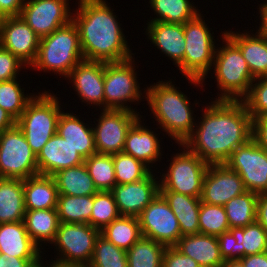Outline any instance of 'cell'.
I'll use <instances>...</instances> for the list:
<instances>
[{
  "mask_svg": "<svg viewBox=\"0 0 267 267\" xmlns=\"http://www.w3.org/2000/svg\"><path fill=\"white\" fill-rule=\"evenodd\" d=\"M252 138L267 151V114L252 119Z\"/></svg>",
  "mask_w": 267,
  "mask_h": 267,
  "instance_id": "cell-48",
  "label": "cell"
},
{
  "mask_svg": "<svg viewBox=\"0 0 267 267\" xmlns=\"http://www.w3.org/2000/svg\"><path fill=\"white\" fill-rule=\"evenodd\" d=\"M141 118L143 119L140 116L128 129L123 152L142 161L151 169L155 168L153 164L157 163L158 160V162L161 161V156L163 155L161 153L162 145L160 144V139L158 140V134L148 129V126H145Z\"/></svg>",
  "mask_w": 267,
  "mask_h": 267,
  "instance_id": "cell-21",
  "label": "cell"
},
{
  "mask_svg": "<svg viewBox=\"0 0 267 267\" xmlns=\"http://www.w3.org/2000/svg\"><path fill=\"white\" fill-rule=\"evenodd\" d=\"M92 208L93 196H58L56 210L60 223L90 224Z\"/></svg>",
  "mask_w": 267,
  "mask_h": 267,
  "instance_id": "cell-34",
  "label": "cell"
},
{
  "mask_svg": "<svg viewBox=\"0 0 267 267\" xmlns=\"http://www.w3.org/2000/svg\"><path fill=\"white\" fill-rule=\"evenodd\" d=\"M220 36L222 47L216 48L213 61L218 96L215 100L241 101L249 92L255 77L251 74L240 49L225 35ZM221 93V94H220Z\"/></svg>",
  "mask_w": 267,
  "mask_h": 267,
  "instance_id": "cell-5",
  "label": "cell"
},
{
  "mask_svg": "<svg viewBox=\"0 0 267 267\" xmlns=\"http://www.w3.org/2000/svg\"><path fill=\"white\" fill-rule=\"evenodd\" d=\"M24 188L22 179H0V223L24 221Z\"/></svg>",
  "mask_w": 267,
  "mask_h": 267,
  "instance_id": "cell-29",
  "label": "cell"
},
{
  "mask_svg": "<svg viewBox=\"0 0 267 267\" xmlns=\"http://www.w3.org/2000/svg\"><path fill=\"white\" fill-rule=\"evenodd\" d=\"M174 247L195 260L199 266L221 267L225 262L221 256L217 236L201 233L184 235Z\"/></svg>",
  "mask_w": 267,
  "mask_h": 267,
  "instance_id": "cell-25",
  "label": "cell"
},
{
  "mask_svg": "<svg viewBox=\"0 0 267 267\" xmlns=\"http://www.w3.org/2000/svg\"><path fill=\"white\" fill-rule=\"evenodd\" d=\"M69 3V0H26L20 16L42 38L72 20Z\"/></svg>",
  "mask_w": 267,
  "mask_h": 267,
  "instance_id": "cell-15",
  "label": "cell"
},
{
  "mask_svg": "<svg viewBox=\"0 0 267 267\" xmlns=\"http://www.w3.org/2000/svg\"><path fill=\"white\" fill-rule=\"evenodd\" d=\"M100 234L125 251L129 250L142 237L138 217L124 215H120L106 225Z\"/></svg>",
  "mask_w": 267,
  "mask_h": 267,
  "instance_id": "cell-33",
  "label": "cell"
},
{
  "mask_svg": "<svg viewBox=\"0 0 267 267\" xmlns=\"http://www.w3.org/2000/svg\"><path fill=\"white\" fill-rule=\"evenodd\" d=\"M258 196L255 192L246 191L224 205L230 228H242L256 221Z\"/></svg>",
  "mask_w": 267,
  "mask_h": 267,
  "instance_id": "cell-36",
  "label": "cell"
},
{
  "mask_svg": "<svg viewBox=\"0 0 267 267\" xmlns=\"http://www.w3.org/2000/svg\"><path fill=\"white\" fill-rule=\"evenodd\" d=\"M99 235L100 230L87 223H60L51 243L58 255L52 262L88 266Z\"/></svg>",
  "mask_w": 267,
  "mask_h": 267,
  "instance_id": "cell-10",
  "label": "cell"
},
{
  "mask_svg": "<svg viewBox=\"0 0 267 267\" xmlns=\"http://www.w3.org/2000/svg\"><path fill=\"white\" fill-rule=\"evenodd\" d=\"M202 110L182 144L207 164H223L252 138L251 116L242 101L213 100Z\"/></svg>",
  "mask_w": 267,
  "mask_h": 267,
  "instance_id": "cell-1",
  "label": "cell"
},
{
  "mask_svg": "<svg viewBox=\"0 0 267 267\" xmlns=\"http://www.w3.org/2000/svg\"><path fill=\"white\" fill-rule=\"evenodd\" d=\"M25 68L28 70L16 56L0 46V82L19 77L20 71Z\"/></svg>",
  "mask_w": 267,
  "mask_h": 267,
  "instance_id": "cell-45",
  "label": "cell"
},
{
  "mask_svg": "<svg viewBox=\"0 0 267 267\" xmlns=\"http://www.w3.org/2000/svg\"><path fill=\"white\" fill-rule=\"evenodd\" d=\"M40 37L21 18H0V46L16 56L28 68L35 61Z\"/></svg>",
  "mask_w": 267,
  "mask_h": 267,
  "instance_id": "cell-16",
  "label": "cell"
},
{
  "mask_svg": "<svg viewBox=\"0 0 267 267\" xmlns=\"http://www.w3.org/2000/svg\"><path fill=\"white\" fill-rule=\"evenodd\" d=\"M239 174L223 164H209L203 179L201 202L224 206L232 198L246 192Z\"/></svg>",
  "mask_w": 267,
  "mask_h": 267,
  "instance_id": "cell-17",
  "label": "cell"
},
{
  "mask_svg": "<svg viewBox=\"0 0 267 267\" xmlns=\"http://www.w3.org/2000/svg\"><path fill=\"white\" fill-rule=\"evenodd\" d=\"M251 119L267 114V76L255 78L248 94L241 100Z\"/></svg>",
  "mask_w": 267,
  "mask_h": 267,
  "instance_id": "cell-44",
  "label": "cell"
},
{
  "mask_svg": "<svg viewBox=\"0 0 267 267\" xmlns=\"http://www.w3.org/2000/svg\"><path fill=\"white\" fill-rule=\"evenodd\" d=\"M142 236L173 247L182 236L177 217L158 193L138 216Z\"/></svg>",
  "mask_w": 267,
  "mask_h": 267,
  "instance_id": "cell-14",
  "label": "cell"
},
{
  "mask_svg": "<svg viewBox=\"0 0 267 267\" xmlns=\"http://www.w3.org/2000/svg\"><path fill=\"white\" fill-rule=\"evenodd\" d=\"M116 184H129L146 178L153 169L124 152L113 154Z\"/></svg>",
  "mask_w": 267,
  "mask_h": 267,
  "instance_id": "cell-40",
  "label": "cell"
},
{
  "mask_svg": "<svg viewBox=\"0 0 267 267\" xmlns=\"http://www.w3.org/2000/svg\"><path fill=\"white\" fill-rule=\"evenodd\" d=\"M104 75L105 62L83 59L65 80L73 84V90L86 106L104 110Z\"/></svg>",
  "mask_w": 267,
  "mask_h": 267,
  "instance_id": "cell-18",
  "label": "cell"
},
{
  "mask_svg": "<svg viewBox=\"0 0 267 267\" xmlns=\"http://www.w3.org/2000/svg\"><path fill=\"white\" fill-rule=\"evenodd\" d=\"M83 59L79 31L71 20L50 35L40 38L36 59L30 67L33 71H52L65 79Z\"/></svg>",
  "mask_w": 267,
  "mask_h": 267,
  "instance_id": "cell-4",
  "label": "cell"
},
{
  "mask_svg": "<svg viewBox=\"0 0 267 267\" xmlns=\"http://www.w3.org/2000/svg\"><path fill=\"white\" fill-rule=\"evenodd\" d=\"M36 259H22L16 257H6L1 254L0 257V267H26L29 263L35 261Z\"/></svg>",
  "mask_w": 267,
  "mask_h": 267,
  "instance_id": "cell-52",
  "label": "cell"
},
{
  "mask_svg": "<svg viewBox=\"0 0 267 267\" xmlns=\"http://www.w3.org/2000/svg\"><path fill=\"white\" fill-rule=\"evenodd\" d=\"M266 2L263 1V3H260L259 6V14L260 18V24L257 29H259L266 37H267V0Z\"/></svg>",
  "mask_w": 267,
  "mask_h": 267,
  "instance_id": "cell-54",
  "label": "cell"
},
{
  "mask_svg": "<svg viewBox=\"0 0 267 267\" xmlns=\"http://www.w3.org/2000/svg\"><path fill=\"white\" fill-rule=\"evenodd\" d=\"M0 252L22 259H38L45 254L30 238L24 221L0 223Z\"/></svg>",
  "mask_w": 267,
  "mask_h": 267,
  "instance_id": "cell-24",
  "label": "cell"
},
{
  "mask_svg": "<svg viewBox=\"0 0 267 267\" xmlns=\"http://www.w3.org/2000/svg\"><path fill=\"white\" fill-rule=\"evenodd\" d=\"M134 59L135 57L119 62H105L104 110H130L139 113L131 104L136 101L139 104L142 99H146L143 96L146 89L144 92L140 90L141 83L137 81Z\"/></svg>",
  "mask_w": 267,
  "mask_h": 267,
  "instance_id": "cell-8",
  "label": "cell"
},
{
  "mask_svg": "<svg viewBox=\"0 0 267 267\" xmlns=\"http://www.w3.org/2000/svg\"><path fill=\"white\" fill-rule=\"evenodd\" d=\"M16 120L3 108L0 107V133L13 127Z\"/></svg>",
  "mask_w": 267,
  "mask_h": 267,
  "instance_id": "cell-53",
  "label": "cell"
},
{
  "mask_svg": "<svg viewBox=\"0 0 267 267\" xmlns=\"http://www.w3.org/2000/svg\"><path fill=\"white\" fill-rule=\"evenodd\" d=\"M37 156L15 124L0 133V177L25 180L37 175Z\"/></svg>",
  "mask_w": 267,
  "mask_h": 267,
  "instance_id": "cell-11",
  "label": "cell"
},
{
  "mask_svg": "<svg viewBox=\"0 0 267 267\" xmlns=\"http://www.w3.org/2000/svg\"><path fill=\"white\" fill-rule=\"evenodd\" d=\"M145 35L160 52L178 66L183 60L186 50L184 24L166 22H148ZM147 33V34H146Z\"/></svg>",
  "mask_w": 267,
  "mask_h": 267,
  "instance_id": "cell-22",
  "label": "cell"
},
{
  "mask_svg": "<svg viewBox=\"0 0 267 267\" xmlns=\"http://www.w3.org/2000/svg\"><path fill=\"white\" fill-rule=\"evenodd\" d=\"M120 216L114 195L111 191H98L93 195V208L90 225L100 231Z\"/></svg>",
  "mask_w": 267,
  "mask_h": 267,
  "instance_id": "cell-43",
  "label": "cell"
},
{
  "mask_svg": "<svg viewBox=\"0 0 267 267\" xmlns=\"http://www.w3.org/2000/svg\"><path fill=\"white\" fill-rule=\"evenodd\" d=\"M25 210L56 209L59 192L52 176L37 174L23 180Z\"/></svg>",
  "mask_w": 267,
  "mask_h": 267,
  "instance_id": "cell-27",
  "label": "cell"
},
{
  "mask_svg": "<svg viewBox=\"0 0 267 267\" xmlns=\"http://www.w3.org/2000/svg\"><path fill=\"white\" fill-rule=\"evenodd\" d=\"M166 246L142 236L126 251L128 267H162Z\"/></svg>",
  "mask_w": 267,
  "mask_h": 267,
  "instance_id": "cell-37",
  "label": "cell"
},
{
  "mask_svg": "<svg viewBox=\"0 0 267 267\" xmlns=\"http://www.w3.org/2000/svg\"><path fill=\"white\" fill-rule=\"evenodd\" d=\"M182 152L173 154L171 161L159 178V191H172L193 197H201L203 179L209 166L183 144ZM169 168V169H168Z\"/></svg>",
  "mask_w": 267,
  "mask_h": 267,
  "instance_id": "cell-9",
  "label": "cell"
},
{
  "mask_svg": "<svg viewBox=\"0 0 267 267\" xmlns=\"http://www.w3.org/2000/svg\"><path fill=\"white\" fill-rule=\"evenodd\" d=\"M98 191H111L116 185L112 155L94 153L84 162Z\"/></svg>",
  "mask_w": 267,
  "mask_h": 267,
  "instance_id": "cell-38",
  "label": "cell"
},
{
  "mask_svg": "<svg viewBox=\"0 0 267 267\" xmlns=\"http://www.w3.org/2000/svg\"><path fill=\"white\" fill-rule=\"evenodd\" d=\"M230 229L224 206L200 203L199 233L219 236Z\"/></svg>",
  "mask_w": 267,
  "mask_h": 267,
  "instance_id": "cell-42",
  "label": "cell"
},
{
  "mask_svg": "<svg viewBox=\"0 0 267 267\" xmlns=\"http://www.w3.org/2000/svg\"><path fill=\"white\" fill-rule=\"evenodd\" d=\"M203 14L199 13L194 19L184 23L186 50L184 60L177 66L182 76L195 87H203L204 80L211 73L216 52V42Z\"/></svg>",
  "mask_w": 267,
  "mask_h": 267,
  "instance_id": "cell-6",
  "label": "cell"
},
{
  "mask_svg": "<svg viewBox=\"0 0 267 267\" xmlns=\"http://www.w3.org/2000/svg\"><path fill=\"white\" fill-rule=\"evenodd\" d=\"M59 194L70 196H93L98 189L93 183L85 164L63 169L52 176Z\"/></svg>",
  "mask_w": 267,
  "mask_h": 267,
  "instance_id": "cell-31",
  "label": "cell"
},
{
  "mask_svg": "<svg viewBox=\"0 0 267 267\" xmlns=\"http://www.w3.org/2000/svg\"><path fill=\"white\" fill-rule=\"evenodd\" d=\"M256 31L250 34L225 30V35L240 49L251 74L259 78L267 76V37L259 29Z\"/></svg>",
  "mask_w": 267,
  "mask_h": 267,
  "instance_id": "cell-23",
  "label": "cell"
},
{
  "mask_svg": "<svg viewBox=\"0 0 267 267\" xmlns=\"http://www.w3.org/2000/svg\"><path fill=\"white\" fill-rule=\"evenodd\" d=\"M219 242V248L223 260H238V245L233 234L228 231L217 236Z\"/></svg>",
  "mask_w": 267,
  "mask_h": 267,
  "instance_id": "cell-47",
  "label": "cell"
},
{
  "mask_svg": "<svg viewBox=\"0 0 267 267\" xmlns=\"http://www.w3.org/2000/svg\"><path fill=\"white\" fill-rule=\"evenodd\" d=\"M92 127V124L84 123L72 111L70 113L62 111L57 123V133L76 149L84 159H87L96 153Z\"/></svg>",
  "mask_w": 267,
  "mask_h": 267,
  "instance_id": "cell-26",
  "label": "cell"
},
{
  "mask_svg": "<svg viewBox=\"0 0 267 267\" xmlns=\"http://www.w3.org/2000/svg\"><path fill=\"white\" fill-rule=\"evenodd\" d=\"M153 172L142 180L129 184H116L113 187L111 192L120 215L138 217L156 197L159 193V177Z\"/></svg>",
  "mask_w": 267,
  "mask_h": 267,
  "instance_id": "cell-19",
  "label": "cell"
},
{
  "mask_svg": "<svg viewBox=\"0 0 267 267\" xmlns=\"http://www.w3.org/2000/svg\"><path fill=\"white\" fill-rule=\"evenodd\" d=\"M225 164L239 174L247 191L267 193V151L253 138L237 147Z\"/></svg>",
  "mask_w": 267,
  "mask_h": 267,
  "instance_id": "cell-12",
  "label": "cell"
},
{
  "mask_svg": "<svg viewBox=\"0 0 267 267\" xmlns=\"http://www.w3.org/2000/svg\"><path fill=\"white\" fill-rule=\"evenodd\" d=\"M147 86L145 98L151 114L159 125V129L170 136L175 143L182 144L193 132L196 118L193 116V105L172 80H164ZM178 89V90H177ZM191 105V106H190ZM192 107V108H191Z\"/></svg>",
  "mask_w": 267,
  "mask_h": 267,
  "instance_id": "cell-3",
  "label": "cell"
},
{
  "mask_svg": "<svg viewBox=\"0 0 267 267\" xmlns=\"http://www.w3.org/2000/svg\"><path fill=\"white\" fill-rule=\"evenodd\" d=\"M85 159L58 133L53 135L37 155L38 173L53 176L55 173L75 167Z\"/></svg>",
  "mask_w": 267,
  "mask_h": 267,
  "instance_id": "cell-20",
  "label": "cell"
},
{
  "mask_svg": "<svg viewBox=\"0 0 267 267\" xmlns=\"http://www.w3.org/2000/svg\"><path fill=\"white\" fill-rule=\"evenodd\" d=\"M43 256L44 254L35 261L29 263L26 267H46V265L48 267V263L45 264L44 261L41 260V259L44 260V258H42Z\"/></svg>",
  "mask_w": 267,
  "mask_h": 267,
  "instance_id": "cell-55",
  "label": "cell"
},
{
  "mask_svg": "<svg viewBox=\"0 0 267 267\" xmlns=\"http://www.w3.org/2000/svg\"><path fill=\"white\" fill-rule=\"evenodd\" d=\"M26 0H0V18L19 16Z\"/></svg>",
  "mask_w": 267,
  "mask_h": 267,
  "instance_id": "cell-49",
  "label": "cell"
},
{
  "mask_svg": "<svg viewBox=\"0 0 267 267\" xmlns=\"http://www.w3.org/2000/svg\"><path fill=\"white\" fill-rule=\"evenodd\" d=\"M48 267H87V266H82V265H64V264H60L57 262H50L48 264Z\"/></svg>",
  "mask_w": 267,
  "mask_h": 267,
  "instance_id": "cell-57",
  "label": "cell"
},
{
  "mask_svg": "<svg viewBox=\"0 0 267 267\" xmlns=\"http://www.w3.org/2000/svg\"><path fill=\"white\" fill-rule=\"evenodd\" d=\"M77 4L72 21L79 31L84 59L119 62L134 57L122 24L106 0H78Z\"/></svg>",
  "mask_w": 267,
  "mask_h": 267,
  "instance_id": "cell-2",
  "label": "cell"
},
{
  "mask_svg": "<svg viewBox=\"0 0 267 267\" xmlns=\"http://www.w3.org/2000/svg\"><path fill=\"white\" fill-rule=\"evenodd\" d=\"M87 267H128L126 251L116 247L100 234Z\"/></svg>",
  "mask_w": 267,
  "mask_h": 267,
  "instance_id": "cell-41",
  "label": "cell"
},
{
  "mask_svg": "<svg viewBox=\"0 0 267 267\" xmlns=\"http://www.w3.org/2000/svg\"><path fill=\"white\" fill-rule=\"evenodd\" d=\"M240 261L244 267H267V251L260 254L244 256Z\"/></svg>",
  "mask_w": 267,
  "mask_h": 267,
  "instance_id": "cell-51",
  "label": "cell"
},
{
  "mask_svg": "<svg viewBox=\"0 0 267 267\" xmlns=\"http://www.w3.org/2000/svg\"><path fill=\"white\" fill-rule=\"evenodd\" d=\"M221 267H244V265L240 260H230L224 262Z\"/></svg>",
  "mask_w": 267,
  "mask_h": 267,
  "instance_id": "cell-56",
  "label": "cell"
},
{
  "mask_svg": "<svg viewBox=\"0 0 267 267\" xmlns=\"http://www.w3.org/2000/svg\"><path fill=\"white\" fill-rule=\"evenodd\" d=\"M19 78L0 82V107L7 111L16 121L25 110L34 93L24 94ZM18 80V81H17ZM26 95V96H25Z\"/></svg>",
  "mask_w": 267,
  "mask_h": 267,
  "instance_id": "cell-39",
  "label": "cell"
},
{
  "mask_svg": "<svg viewBox=\"0 0 267 267\" xmlns=\"http://www.w3.org/2000/svg\"><path fill=\"white\" fill-rule=\"evenodd\" d=\"M93 128L96 153L113 155L123 152L131 125L143 115L130 110H101ZM98 119V120H97Z\"/></svg>",
  "mask_w": 267,
  "mask_h": 267,
  "instance_id": "cell-13",
  "label": "cell"
},
{
  "mask_svg": "<svg viewBox=\"0 0 267 267\" xmlns=\"http://www.w3.org/2000/svg\"><path fill=\"white\" fill-rule=\"evenodd\" d=\"M229 231L238 245V260L267 251V231L257 221L242 228H230Z\"/></svg>",
  "mask_w": 267,
  "mask_h": 267,
  "instance_id": "cell-35",
  "label": "cell"
},
{
  "mask_svg": "<svg viewBox=\"0 0 267 267\" xmlns=\"http://www.w3.org/2000/svg\"><path fill=\"white\" fill-rule=\"evenodd\" d=\"M35 93L27 103L16 125L23 132L36 156L47 141L57 133V123L63 108L54 93L44 90Z\"/></svg>",
  "mask_w": 267,
  "mask_h": 267,
  "instance_id": "cell-7",
  "label": "cell"
},
{
  "mask_svg": "<svg viewBox=\"0 0 267 267\" xmlns=\"http://www.w3.org/2000/svg\"><path fill=\"white\" fill-rule=\"evenodd\" d=\"M162 267H199V264L174 246L166 247L162 258Z\"/></svg>",
  "mask_w": 267,
  "mask_h": 267,
  "instance_id": "cell-46",
  "label": "cell"
},
{
  "mask_svg": "<svg viewBox=\"0 0 267 267\" xmlns=\"http://www.w3.org/2000/svg\"><path fill=\"white\" fill-rule=\"evenodd\" d=\"M256 221L267 231V193L258 196Z\"/></svg>",
  "mask_w": 267,
  "mask_h": 267,
  "instance_id": "cell-50",
  "label": "cell"
},
{
  "mask_svg": "<svg viewBox=\"0 0 267 267\" xmlns=\"http://www.w3.org/2000/svg\"><path fill=\"white\" fill-rule=\"evenodd\" d=\"M192 2L190 0H149V7L156 15L152 19L150 17L149 22L184 24L200 13Z\"/></svg>",
  "mask_w": 267,
  "mask_h": 267,
  "instance_id": "cell-32",
  "label": "cell"
},
{
  "mask_svg": "<svg viewBox=\"0 0 267 267\" xmlns=\"http://www.w3.org/2000/svg\"><path fill=\"white\" fill-rule=\"evenodd\" d=\"M24 223L30 238L44 250L42 243L47 246L55 240L60 221L56 209H43L26 210Z\"/></svg>",
  "mask_w": 267,
  "mask_h": 267,
  "instance_id": "cell-30",
  "label": "cell"
},
{
  "mask_svg": "<svg viewBox=\"0 0 267 267\" xmlns=\"http://www.w3.org/2000/svg\"><path fill=\"white\" fill-rule=\"evenodd\" d=\"M177 217L182 236L199 233V210L201 200L172 191H159Z\"/></svg>",
  "mask_w": 267,
  "mask_h": 267,
  "instance_id": "cell-28",
  "label": "cell"
}]
</instances>
